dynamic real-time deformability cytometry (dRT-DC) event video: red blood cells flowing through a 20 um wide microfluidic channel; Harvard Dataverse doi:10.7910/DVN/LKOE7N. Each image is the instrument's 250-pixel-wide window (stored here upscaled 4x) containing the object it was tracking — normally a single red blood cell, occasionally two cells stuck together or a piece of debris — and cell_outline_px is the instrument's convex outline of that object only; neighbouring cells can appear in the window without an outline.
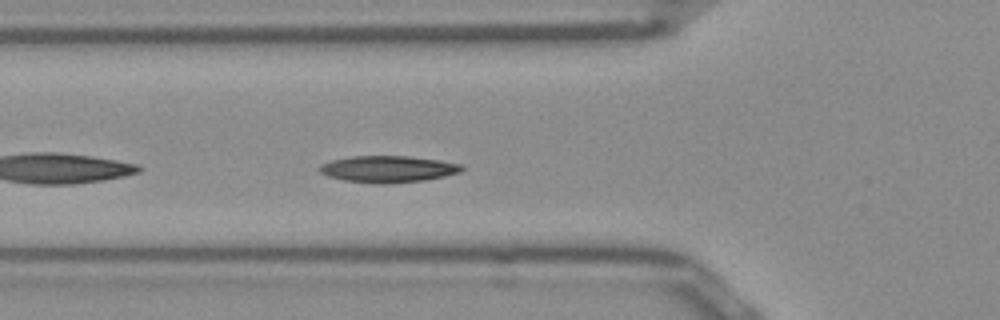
{"species": "Egyptian fruit bat (a non-hibernating species)", "species_latin": "Rousettus aegyptiacus", "temperature_condition": "room temperature", "stored_images_in_passage": 24, "camera_frame_rate_fps": 3000, "um_per_image_px": 0.085, "frame": {"image": 1, "passage_image": 4, "time_ms": 1.0, "image_size_px": [1000, 320], "cell_outline_px": [[464, 168], [460, 172], [444, 176], [424, 180], [384, 184], [376, 184], [344, 180], [328, 176], [320, 172], [316, 168], [320, 164], [332, 160], [352, 156], [408, 156], [436, 160], [460, 164]], "centroid_in_image_um": [32.92, 14.37], "position_along_channel_um": 92.9, "area_um2": 21.96}}
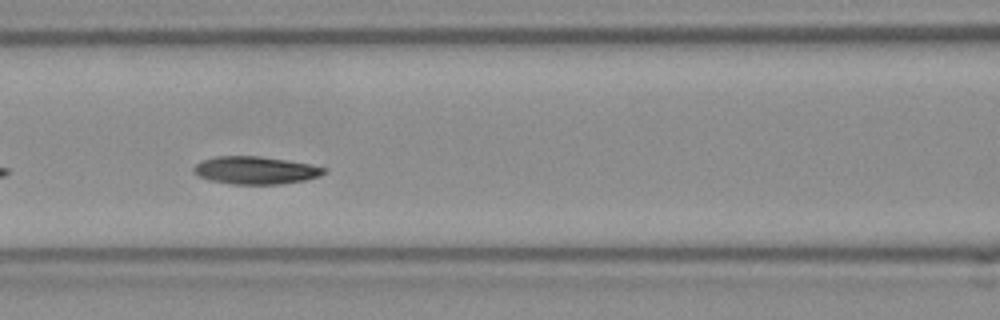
{"frame": {"image": 2, "passage_image": 8, "time_ms": 2.333, "image_size_px": [1000, 320], "cell_outline_px": [[328, 168], [320, 176], [304, 180], [280, 184], [232, 184], [208, 180], [192, 172], [192, 168], [200, 160], [216, 156], [260, 156], [308, 164]], "centroid_in_image_um": [21.66, 14.47], "position_along_channel_um": 144.9, "area_um2": 20.98}}
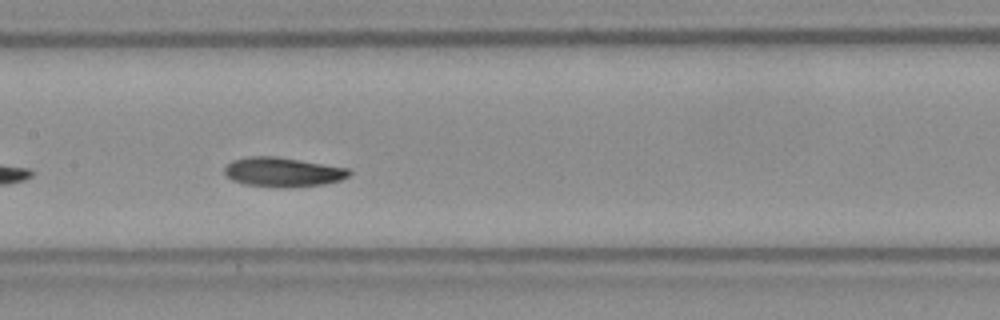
{"frame": {"image": 3, "passage_image": 11, "time_ms": 3.333, "image_size_px": [1000, 320], "cell_outline_px": [[352, 172], [348, 176], [340, 180], [324, 184], [284, 188], [276, 188], [244, 184], [232, 180], [224, 172], [224, 168], [232, 160], [248, 156], [276, 156], [352, 168]], "centroid_in_image_um": [24.07, 14.62], "position_along_channel_um": 183.3, "area_um2": 21.68}}